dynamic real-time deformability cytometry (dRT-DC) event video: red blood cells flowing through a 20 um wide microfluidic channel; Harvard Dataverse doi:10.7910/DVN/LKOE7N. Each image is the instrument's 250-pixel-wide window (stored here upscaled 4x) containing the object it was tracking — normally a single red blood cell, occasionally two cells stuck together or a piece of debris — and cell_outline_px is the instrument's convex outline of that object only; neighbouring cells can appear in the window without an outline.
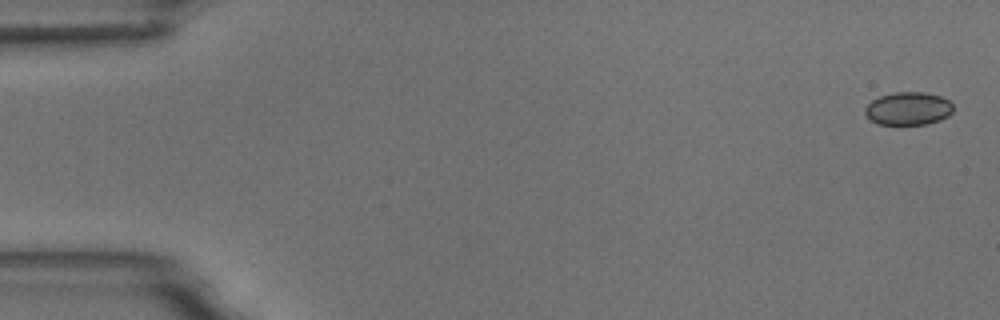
{"species": "common noctule bat (a hibernating species)", "species_latin": "Nyctalus noctula", "temperature_condition": "room temperature", "stored_images_in_passage": 7, "camera_frame_rate_fps": 3000, "um_per_image_px": 0.085, "animal": {"sex": "male", "body_mass_g": 18.8}, "frame": {"image": 1, "passage_image": 1, "time_ms": 0.0, "image_size_px": [1000, 320], "cell_outline_px": [[952, 112], [948, 116], [940, 120], [928, 124], [876, 124], [864, 112], [864, 108], [872, 100], [880, 96], [896, 92], [924, 92], [940, 96], [948, 100], [952, 104]], "centroid_in_image_um": [77.2, 9.23], "position_along_channel_um": 7.8, "area_um2": 16.88}}
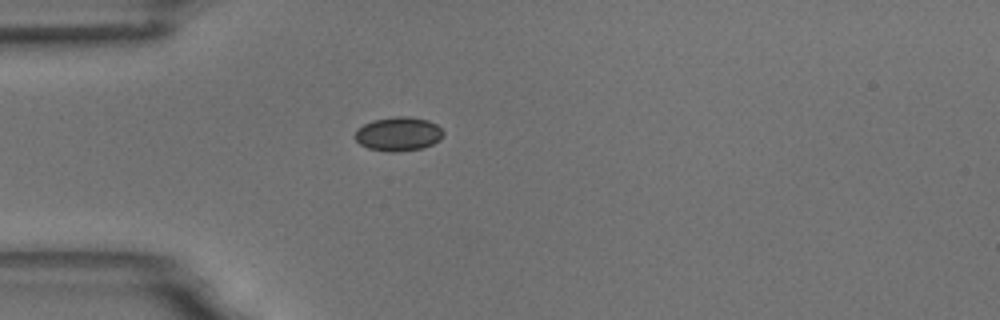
{"frame": {"image": 2, "passage_image": 5, "time_ms": 4.667, "image_size_px": [1000, 320], "cell_outline_px": [[444, 136], [440, 140], [424, 148], [396, 152], [392, 152], [368, 148], [360, 144], [356, 140], [356, 128], [372, 120], [396, 116], [408, 116], [428, 120], [436, 124], [444, 132]], "centroid_in_image_um": [33.88, 11.38], "position_along_channel_um": 51.1, "area_um2": 17.57}}